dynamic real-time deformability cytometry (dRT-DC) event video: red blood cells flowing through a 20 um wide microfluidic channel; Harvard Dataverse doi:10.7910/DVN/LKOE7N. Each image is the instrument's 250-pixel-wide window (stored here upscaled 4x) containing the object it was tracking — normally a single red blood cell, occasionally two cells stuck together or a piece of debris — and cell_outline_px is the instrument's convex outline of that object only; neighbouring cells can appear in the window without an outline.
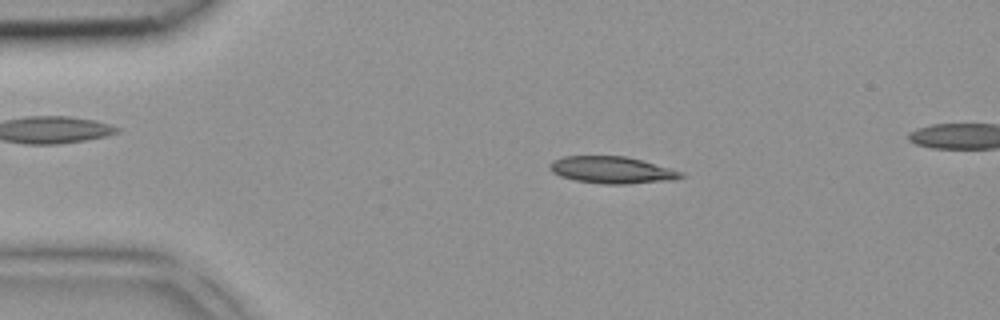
{"species": "common noctule bat (a hibernating species)", "species_latin": "Nyctalus noctula", "temperature_condition": "room temperature", "stored_images_in_passage": 3, "camera_frame_rate_fps": 3000, "um_per_image_px": 0.085, "animal": {"sex": "female", "body_mass_g": 18.4}, "frame": {"image": 1, "passage_image": 2, "time_ms": 0.333, "image_size_px": [1000, 320], "cell_outline_px": [[684, 176], [676, 180], [628, 184], [604, 184], [576, 180], [560, 176], [552, 172], [548, 168], [548, 164], [552, 160], [564, 156], [624, 156], [672, 168], [684, 172]], "centroid_in_image_um": [52.02, 14.45], "position_along_channel_um": 33.0, "area_um2": 20.75}}